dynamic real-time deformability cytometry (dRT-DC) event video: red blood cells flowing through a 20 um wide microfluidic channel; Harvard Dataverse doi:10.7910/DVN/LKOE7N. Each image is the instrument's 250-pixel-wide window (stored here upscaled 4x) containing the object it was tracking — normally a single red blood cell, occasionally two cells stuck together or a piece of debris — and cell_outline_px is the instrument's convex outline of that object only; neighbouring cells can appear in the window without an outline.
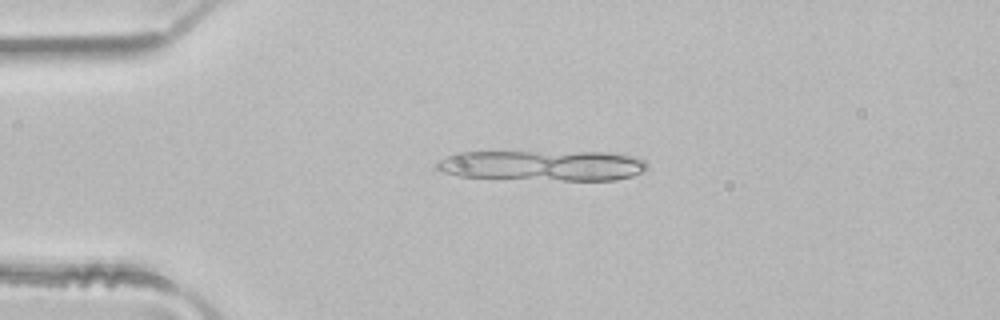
{"species": "common noctule bat (a hibernating species)", "species_latin": "Nyctalus noctula", "temperature_condition": "room temperature", "stored_images_in_passage": 13, "camera_frame_rate_fps": 3000, "um_per_image_px": 0.085, "animal": {"sex": "male", "body_mass_g": 21.5, "forearm_length_mm": 52.0}, "frame": {"image": 1, "passage_image": 11, "time_ms": 3.333, "image_size_px": [1000, 320], "cell_outline_px": [[648, 168], [632, 176], [616, 180], [564, 180], [460, 176], [444, 172], [436, 168], [436, 160], [460, 152], [608, 152], [636, 156], [644, 160], [648, 164]], "centroid_in_image_um": [46.19, 14.05], "position_along_channel_um": 38.8, "area_um2": 37.22}}